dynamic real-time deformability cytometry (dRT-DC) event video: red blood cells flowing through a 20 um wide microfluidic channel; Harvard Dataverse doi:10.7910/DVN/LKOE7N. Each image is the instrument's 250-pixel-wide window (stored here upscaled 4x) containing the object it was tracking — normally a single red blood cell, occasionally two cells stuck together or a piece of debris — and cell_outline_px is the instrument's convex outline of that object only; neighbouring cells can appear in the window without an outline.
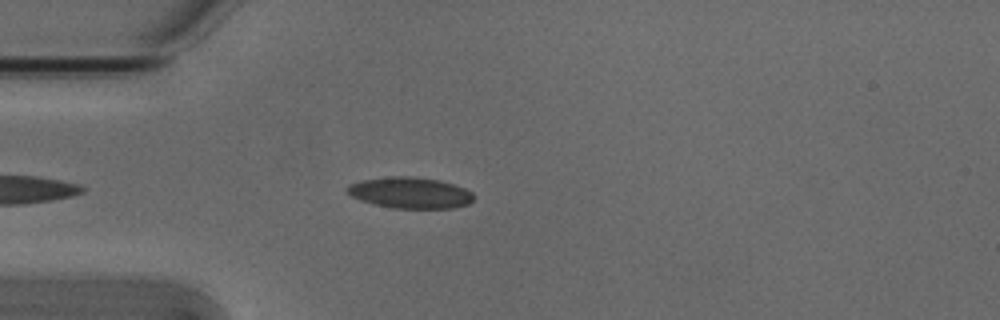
{"species": "Egyptian fruit bat (a non-hibernating species)", "species_latin": "Rousettus aegyptiacus", "temperature_condition": "cold", "stored_images_in_passage": 5, "camera_frame_rate_fps": 3000, "um_per_image_px": 0.085, "animal": {"sex": "male"}, "frame": {"image": 1, "passage_image": 4, "time_ms": 1.0, "image_size_px": [1000, 320], "cell_outline_px": [[476, 196], [468, 204], [452, 208], [392, 208], [360, 200], [344, 192], [344, 188], [348, 184], [360, 180], [392, 176], [412, 176], [440, 180], [464, 188], [472, 192]], "centroid_in_image_um": [34.83, 16.37], "position_along_channel_um": 50.2, "area_um2": 23.12}}